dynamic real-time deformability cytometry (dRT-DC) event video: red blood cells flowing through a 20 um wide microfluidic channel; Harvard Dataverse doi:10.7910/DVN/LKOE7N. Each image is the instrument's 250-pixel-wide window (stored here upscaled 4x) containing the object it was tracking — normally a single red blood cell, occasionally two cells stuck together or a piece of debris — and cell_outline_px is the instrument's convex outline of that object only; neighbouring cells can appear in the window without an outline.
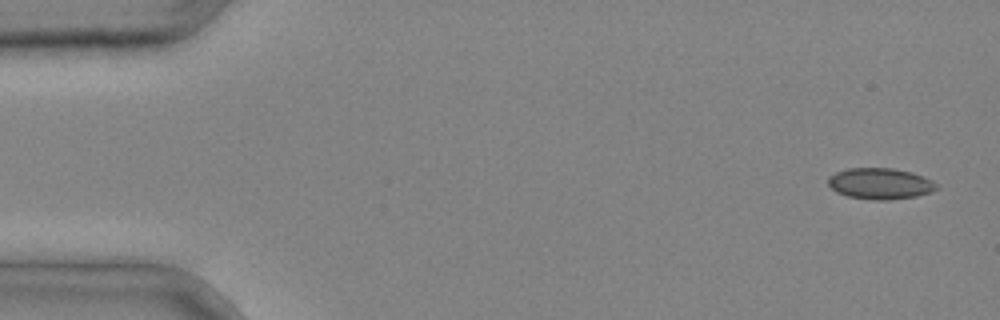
{"species": "common noctule bat (a hibernating species)", "species_latin": "Nyctalus noctula", "temperature_condition": "cold", "stored_images_in_passage": 4, "camera_frame_rate_fps": 3000, "um_per_image_px": 0.085, "animal": {"sex": "male", "body_mass_g": 20.4}, "frame": {"image": 1, "passage_image": 1, "time_ms": 0.0, "image_size_px": [1000, 320], "cell_outline_px": [[940, 188], [932, 192], [916, 196], [888, 200], [872, 200], [848, 196], [836, 192], [828, 184], [828, 176], [836, 172], [848, 168], [892, 168], [912, 172], [924, 176], [932, 180]], "centroid_in_image_um": [74.83, 15.6], "position_along_channel_um": 10.2, "area_um2": 19.83}}
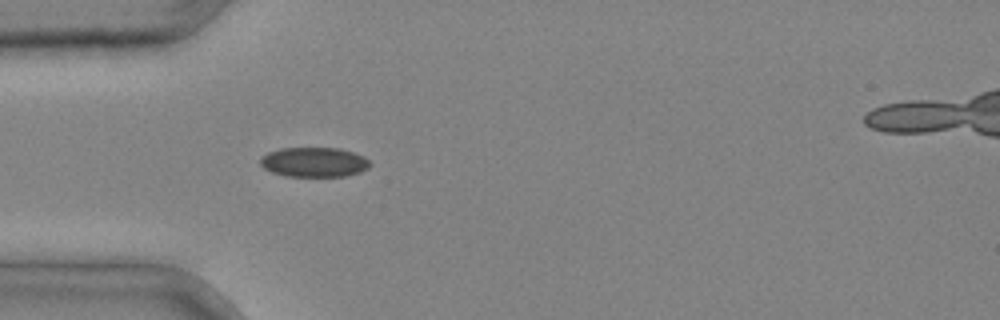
{"frame": {"image": 2, "passage_image": 4, "time_ms": 1.0, "image_size_px": [1000, 320], "cell_outline_px": [[372, 164], [368, 168], [360, 172], [344, 176], [284, 176], [272, 172], [264, 168], [260, 164], [260, 156], [268, 152], [280, 148], [340, 148], [364, 156]], "centroid_in_image_um": [26.68, 13.78], "position_along_channel_um": 58.3, "area_um2": 19.07}}